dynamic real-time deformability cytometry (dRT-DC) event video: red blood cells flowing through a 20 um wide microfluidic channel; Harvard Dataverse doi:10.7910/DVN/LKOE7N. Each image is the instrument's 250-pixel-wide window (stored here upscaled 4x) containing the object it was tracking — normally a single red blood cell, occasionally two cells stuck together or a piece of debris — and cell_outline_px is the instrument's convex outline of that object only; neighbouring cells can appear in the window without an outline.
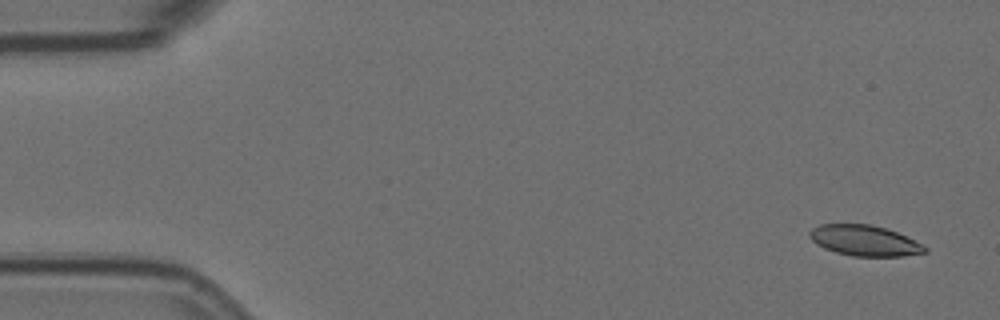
{"species": "Egyptian fruit bat (a non-hibernating species)", "species_latin": "Rousettus aegyptiacus", "temperature_condition": "room temperature", "stored_images_in_passage": 5, "camera_frame_rate_fps": 3000, "um_per_image_px": 0.085, "animal": {"sex": "female"}, "frame": {"image": 1, "passage_image": 1, "time_ms": 0.0, "image_size_px": [1000, 320], "cell_outline_px": [[928, 252], [904, 256], [852, 256], [836, 252], [824, 248], [816, 244], [808, 236], [808, 232], [812, 228], [820, 224], [872, 224], [896, 232], [924, 244], [928, 248]], "centroid_in_image_um": [73.49, 20.45], "position_along_channel_um": 11.5, "area_um2": 20.69}}
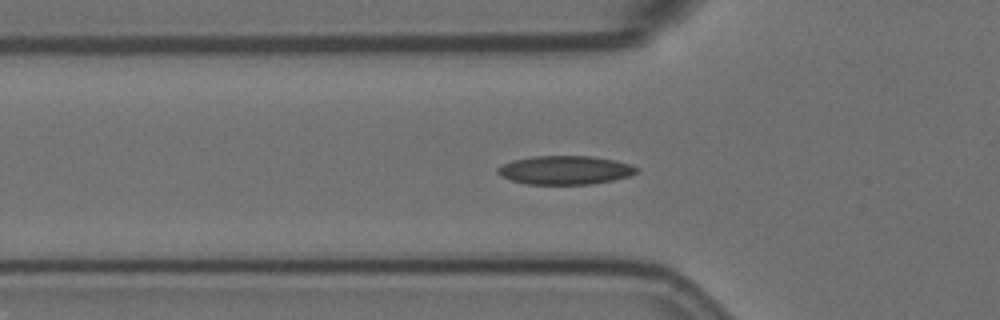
{"frame": {"image": 2, "passage_image": 5, "time_ms": 1.333, "image_size_px": [1000, 320], "cell_outline_px": [[640, 168], [636, 172], [628, 176], [612, 180], [592, 184], [528, 184], [512, 180], [500, 176], [496, 172], [496, 168], [512, 160], [532, 156], [592, 156], [616, 160], [632, 164]], "centroid_in_image_um": [48.04, 14.45], "position_along_channel_um": 77.8, "area_um2": 23.29}}